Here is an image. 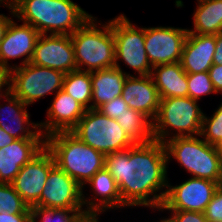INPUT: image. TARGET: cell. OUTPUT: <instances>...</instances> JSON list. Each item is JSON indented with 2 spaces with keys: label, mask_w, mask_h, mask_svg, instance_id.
I'll use <instances>...</instances> for the list:
<instances>
[{
  "label": "cell",
  "mask_w": 222,
  "mask_h": 222,
  "mask_svg": "<svg viewBox=\"0 0 222 222\" xmlns=\"http://www.w3.org/2000/svg\"><path fill=\"white\" fill-rule=\"evenodd\" d=\"M210 79L217 94L222 95V65L213 64L209 69Z\"/></svg>",
  "instance_id": "cell-34"
},
{
  "label": "cell",
  "mask_w": 222,
  "mask_h": 222,
  "mask_svg": "<svg viewBox=\"0 0 222 222\" xmlns=\"http://www.w3.org/2000/svg\"><path fill=\"white\" fill-rule=\"evenodd\" d=\"M30 63L65 74L77 70L71 36L41 34Z\"/></svg>",
  "instance_id": "cell-13"
},
{
  "label": "cell",
  "mask_w": 222,
  "mask_h": 222,
  "mask_svg": "<svg viewBox=\"0 0 222 222\" xmlns=\"http://www.w3.org/2000/svg\"><path fill=\"white\" fill-rule=\"evenodd\" d=\"M46 148L55 164L82 188L104 168L105 155L82 142L72 132H57L46 137Z\"/></svg>",
  "instance_id": "cell-3"
},
{
  "label": "cell",
  "mask_w": 222,
  "mask_h": 222,
  "mask_svg": "<svg viewBox=\"0 0 222 222\" xmlns=\"http://www.w3.org/2000/svg\"><path fill=\"white\" fill-rule=\"evenodd\" d=\"M200 136L209 144H222V103L209 117L204 113Z\"/></svg>",
  "instance_id": "cell-29"
},
{
  "label": "cell",
  "mask_w": 222,
  "mask_h": 222,
  "mask_svg": "<svg viewBox=\"0 0 222 222\" xmlns=\"http://www.w3.org/2000/svg\"><path fill=\"white\" fill-rule=\"evenodd\" d=\"M126 207L161 208L170 182L164 143L152 140L105 155Z\"/></svg>",
  "instance_id": "cell-1"
},
{
  "label": "cell",
  "mask_w": 222,
  "mask_h": 222,
  "mask_svg": "<svg viewBox=\"0 0 222 222\" xmlns=\"http://www.w3.org/2000/svg\"><path fill=\"white\" fill-rule=\"evenodd\" d=\"M215 54L213 57V64L222 65V33L216 35Z\"/></svg>",
  "instance_id": "cell-37"
},
{
  "label": "cell",
  "mask_w": 222,
  "mask_h": 222,
  "mask_svg": "<svg viewBox=\"0 0 222 222\" xmlns=\"http://www.w3.org/2000/svg\"><path fill=\"white\" fill-rule=\"evenodd\" d=\"M36 206L85 211L82 187L55 164L49 171Z\"/></svg>",
  "instance_id": "cell-12"
},
{
  "label": "cell",
  "mask_w": 222,
  "mask_h": 222,
  "mask_svg": "<svg viewBox=\"0 0 222 222\" xmlns=\"http://www.w3.org/2000/svg\"><path fill=\"white\" fill-rule=\"evenodd\" d=\"M92 84V109H98L122 95L127 76H134L130 72L117 67L90 72Z\"/></svg>",
  "instance_id": "cell-22"
},
{
  "label": "cell",
  "mask_w": 222,
  "mask_h": 222,
  "mask_svg": "<svg viewBox=\"0 0 222 222\" xmlns=\"http://www.w3.org/2000/svg\"><path fill=\"white\" fill-rule=\"evenodd\" d=\"M115 40V67L122 61L136 76L151 75L152 66L145 49V27H137L125 14L110 20Z\"/></svg>",
  "instance_id": "cell-8"
},
{
  "label": "cell",
  "mask_w": 222,
  "mask_h": 222,
  "mask_svg": "<svg viewBox=\"0 0 222 222\" xmlns=\"http://www.w3.org/2000/svg\"><path fill=\"white\" fill-rule=\"evenodd\" d=\"M31 222H94L85 211L31 207Z\"/></svg>",
  "instance_id": "cell-27"
},
{
  "label": "cell",
  "mask_w": 222,
  "mask_h": 222,
  "mask_svg": "<svg viewBox=\"0 0 222 222\" xmlns=\"http://www.w3.org/2000/svg\"><path fill=\"white\" fill-rule=\"evenodd\" d=\"M218 151H219V156H220V163H221V170H222V144L217 146Z\"/></svg>",
  "instance_id": "cell-42"
},
{
  "label": "cell",
  "mask_w": 222,
  "mask_h": 222,
  "mask_svg": "<svg viewBox=\"0 0 222 222\" xmlns=\"http://www.w3.org/2000/svg\"><path fill=\"white\" fill-rule=\"evenodd\" d=\"M220 184L208 179L190 177L181 184L168 183L163 210L204 212Z\"/></svg>",
  "instance_id": "cell-10"
},
{
  "label": "cell",
  "mask_w": 222,
  "mask_h": 222,
  "mask_svg": "<svg viewBox=\"0 0 222 222\" xmlns=\"http://www.w3.org/2000/svg\"><path fill=\"white\" fill-rule=\"evenodd\" d=\"M40 35L31 25L23 22L19 25L12 19L0 41V67L11 71L30 63ZM18 58L21 60L20 65L8 62Z\"/></svg>",
  "instance_id": "cell-14"
},
{
  "label": "cell",
  "mask_w": 222,
  "mask_h": 222,
  "mask_svg": "<svg viewBox=\"0 0 222 222\" xmlns=\"http://www.w3.org/2000/svg\"><path fill=\"white\" fill-rule=\"evenodd\" d=\"M159 212L167 211L175 222H208L204 212L184 211V210H163L162 208H152Z\"/></svg>",
  "instance_id": "cell-33"
},
{
  "label": "cell",
  "mask_w": 222,
  "mask_h": 222,
  "mask_svg": "<svg viewBox=\"0 0 222 222\" xmlns=\"http://www.w3.org/2000/svg\"><path fill=\"white\" fill-rule=\"evenodd\" d=\"M216 35L187 33L181 54V66L187 74L208 72L213 65Z\"/></svg>",
  "instance_id": "cell-21"
},
{
  "label": "cell",
  "mask_w": 222,
  "mask_h": 222,
  "mask_svg": "<svg viewBox=\"0 0 222 222\" xmlns=\"http://www.w3.org/2000/svg\"><path fill=\"white\" fill-rule=\"evenodd\" d=\"M0 100V127L10 136L15 139H46L40 131L38 121L35 123L30 120L31 115L28 113V106L11 91ZM4 118L9 121H5Z\"/></svg>",
  "instance_id": "cell-18"
},
{
  "label": "cell",
  "mask_w": 222,
  "mask_h": 222,
  "mask_svg": "<svg viewBox=\"0 0 222 222\" xmlns=\"http://www.w3.org/2000/svg\"><path fill=\"white\" fill-rule=\"evenodd\" d=\"M14 140L16 139L0 127V148L11 144Z\"/></svg>",
  "instance_id": "cell-39"
},
{
  "label": "cell",
  "mask_w": 222,
  "mask_h": 222,
  "mask_svg": "<svg viewBox=\"0 0 222 222\" xmlns=\"http://www.w3.org/2000/svg\"><path fill=\"white\" fill-rule=\"evenodd\" d=\"M86 185L92 192L91 197L84 191ZM82 203L86 214L94 222H100V215L106 211L122 209V198L118 185L105 167L99 170L82 188Z\"/></svg>",
  "instance_id": "cell-15"
},
{
  "label": "cell",
  "mask_w": 222,
  "mask_h": 222,
  "mask_svg": "<svg viewBox=\"0 0 222 222\" xmlns=\"http://www.w3.org/2000/svg\"><path fill=\"white\" fill-rule=\"evenodd\" d=\"M128 108L129 106L123 100L122 96H119L110 102L103 104L97 110L100 111L103 115L116 120L124 112H128Z\"/></svg>",
  "instance_id": "cell-32"
},
{
  "label": "cell",
  "mask_w": 222,
  "mask_h": 222,
  "mask_svg": "<svg viewBox=\"0 0 222 222\" xmlns=\"http://www.w3.org/2000/svg\"><path fill=\"white\" fill-rule=\"evenodd\" d=\"M46 147V139H16L0 148V183H11L20 169Z\"/></svg>",
  "instance_id": "cell-19"
},
{
  "label": "cell",
  "mask_w": 222,
  "mask_h": 222,
  "mask_svg": "<svg viewBox=\"0 0 222 222\" xmlns=\"http://www.w3.org/2000/svg\"><path fill=\"white\" fill-rule=\"evenodd\" d=\"M91 16L72 33L77 70L99 71L115 67V40L110 20L105 23Z\"/></svg>",
  "instance_id": "cell-4"
},
{
  "label": "cell",
  "mask_w": 222,
  "mask_h": 222,
  "mask_svg": "<svg viewBox=\"0 0 222 222\" xmlns=\"http://www.w3.org/2000/svg\"><path fill=\"white\" fill-rule=\"evenodd\" d=\"M31 214V208L10 183H0V213Z\"/></svg>",
  "instance_id": "cell-28"
},
{
  "label": "cell",
  "mask_w": 222,
  "mask_h": 222,
  "mask_svg": "<svg viewBox=\"0 0 222 222\" xmlns=\"http://www.w3.org/2000/svg\"><path fill=\"white\" fill-rule=\"evenodd\" d=\"M63 91L83 105L92 109V84L90 72L74 70L65 74Z\"/></svg>",
  "instance_id": "cell-26"
},
{
  "label": "cell",
  "mask_w": 222,
  "mask_h": 222,
  "mask_svg": "<svg viewBox=\"0 0 222 222\" xmlns=\"http://www.w3.org/2000/svg\"><path fill=\"white\" fill-rule=\"evenodd\" d=\"M54 165V157L45 147L20 169L10 183L30 208L39 203L49 171Z\"/></svg>",
  "instance_id": "cell-16"
},
{
  "label": "cell",
  "mask_w": 222,
  "mask_h": 222,
  "mask_svg": "<svg viewBox=\"0 0 222 222\" xmlns=\"http://www.w3.org/2000/svg\"><path fill=\"white\" fill-rule=\"evenodd\" d=\"M188 97L199 102L201 97L216 94L209 72L187 74Z\"/></svg>",
  "instance_id": "cell-30"
},
{
  "label": "cell",
  "mask_w": 222,
  "mask_h": 222,
  "mask_svg": "<svg viewBox=\"0 0 222 222\" xmlns=\"http://www.w3.org/2000/svg\"><path fill=\"white\" fill-rule=\"evenodd\" d=\"M151 77L160 99L188 97L187 73L180 62L153 66Z\"/></svg>",
  "instance_id": "cell-23"
},
{
  "label": "cell",
  "mask_w": 222,
  "mask_h": 222,
  "mask_svg": "<svg viewBox=\"0 0 222 222\" xmlns=\"http://www.w3.org/2000/svg\"><path fill=\"white\" fill-rule=\"evenodd\" d=\"M71 132L104 155L135 145L116 120L103 115L97 109L86 110Z\"/></svg>",
  "instance_id": "cell-7"
},
{
  "label": "cell",
  "mask_w": 222,
  "mask_h": 222,
  "mask_svg": "<svg viewBox=\"0 0 222 222\" xmlns=\"http://www.w3.org/2000/svg\"><path fill=\"white\" fill-rule=\"evenodd\" d=\"M13 9L40 34L71 35L92 16L72 0H14Z\"/></svg>",
  "instance_id": "cell-2"
},
{
  "label": "cell",
  "mask_w": 222,
  "mask_h": 222,
  "mask_svg": "<svg viewBox=\"0 0 222 222\" xmlns=\"http://www.w3.org/2000/svg\"><path fill=\"white\" fill-rule=\"evenodd\" d=\"M168 168L175 160L194 178L208 179L222 185V170L217 146L207 143L200 135L174 137L164 142Z\"/></svg>",
  "instance_id": "cell-5"
},
{
  "label": "cell",
  "mask_w": 222,
  "mask_h": 222,
  "mask_svg": "<svg viewBox=\"0 0 222 222\" xmlns=\"http://www.w3.org/2000/svg\"><path fill=\"white\" fill-rule=\"evenodd\" d=\"M65 73L28 63L10 71V91L29 106L63 90Z\"/></svg>",
  "instance_id": "cell-9"
},
{
  "label": "cell",
  "mask_w": 222,
  "mask_h": 222,
  "mask_svg": "<svg viewBox=\"0 0 222 222\" xmlns=\"http://www.w3.org/2000/svg\"><path fill=\"white\" fill-rule=\"evenodd\" d=\"M9 12H10L11 17L6 16L4 14H0V41L2 40L4 36V33L7 29L8 24L13 19V17H15L14 9H9Z\"/></svg>",
  "instance_id": "cell-38"
},
{
  "label": "cell",
  "mask_w": 222,
  "mask_h": 222,
  "mask_svg": "<svg viewBox=\"0 0 222 222\" xmlns=\"http://www.w3.org/2000/svg\"><path fill=\"white\" fill-rule=\"evenodd\" d=\"M203 117L204 112L198 101L190 97L160 99L153 121V140L164 143L174 137L198 136Z\"/></svg>",
  "instance_id": "cell-6"
},
{
  "label": "cell",
  "mask_w": 222,
  "mask_h": 222,
  "mask_svg": "<svg viewBox=\"0 0 222 222\" xmlns=\"http://www.w3.org/2000/svg\"><path fill=\"white\" fill-rule=\"evenodd\" d=\"M204 215L208 222H222V185L215 191Z\"/></svg>",
  "instance_id": "cell-31"
},
{
  "label": "cell",
  "mask_w": 222,
  "mask_h": 222,
  "mask_svg": "<svg viewBox=\"0 0 222 222\" xmlns=\"http://www.w3.org/2000/svg\"><path fill=\"white\" fill-rule=\"evenodd\" d=\"M0 222H31V214L0 213Z\"/></svg>",
  "instance_id": "cell-36"
},
{
  "label": "cell",
  "mask_w": 222,
  "mask_h": 222,
  "mask_svg": "<svg viewBox=\"0 0 222 222\" xmlns=\"http://www.w3.org/2000/svg\"><path fill=\"white\" fill-rule=\"evenodd\" d=\"M161 218L159 219V221L157 220V222H175L174 219L170 215L168 217L165 216V217H161Z\"/></svg>",
  "instance_id": "cell-41"
},
{
  "label": "cell",
  "mask_w": 222,
  "mask_h": 222,
  "mask_svg": "<svg viewBox=\"0 0 222 222\" xmlns=\"http://www.w3.org/2000/svg\"><path fill=\"white\" fill-rule=\"evenodd\" d=\"M10 92V71L0 67V99Z\"/></svg>",
  "instance_id": "cell-35"
},
{
  "label": "cell",
  "mask_w": 222,
  "mask_h": 222,
  "mask_svg": "<svg viewBox=\"0 0 222 222\" xmlns=\"http://www.w3.org/2000/svg\"><path fill=\"white\" fill-rule=\"evenodd\" d=\"M187 28L145 27V49L151 66L180 62Z\"/></svg>",
  "instance_id": "cell-11"
},
{
  "label": "cell",
  "mask_w": 222,
  "mask_h": 222,
  "mask_svg": "<svg viewBox=\"0 0 222 222\" xmlns=\"http://www.w3.org/2000/svg\"><path fill=\"white\" fill-rule=\"evenodd\" d=\"M47 108L45 121H39L45 137L57 132H71L86 112V108L63 90L58 91Z\"/></svg>",
  "instance_id": "cell-17"
},
{
  "label": "cell",
  "mask_w": 222,
  "mask_h": 222,
  "mask_svg": "<svg viewBox=\"0 0 222 222\" xmlns=\"http://www.w3.org/2000/svg\"><path fill=\"white\" fill-rule=\"evenodd\" d=\"M1 6L7 7V9H13L14 8V0H0V7Z\"/></svg>",
  "instance_id": "cell-40"
},
{
  "label": "cell",
  "mask_w": 222,
  "mask_h": 222,
  "mask_svg": "<svg viewBox=\"0 0 222 222\" xmlns=\"http://www.w3.org/2000/svg\"><path fill=\"white\" fill-rule=\"evenodd\" d=\"M121 96L129 108L141 112L152 122L155 120L160 96L151 75L127 76Z\"/></svg>",
  "instance_id": "cell-20"
},
{
  "label": "cell",
  "mask_w": 222,
  "mask_h": 222,
  "mask_svg": "<svg viewBox=\"0 0 222 222\" xmlns=\"http://www.w3.org/2000/svg\"><path fill=\"white\" fill-rule=\"evenodd\" d=\"M116 121L135 144L153 140V122L141 112L128 108Z\"/></svg>",
  "instance_id": "cell-25"
},
{
  "label": "cell",
  "mask_w": 222,
  "mask_h": 222,
  "mask_svg": "<svg viewBox=\"0 0 222 222\" xmlns=\"http://www.w3.org/2000/svg\"><path fill=\"white\" fill-rule=\"evenodd\" d=\"M197 6L192 15L193 28L189 33L217 35L222 32V0H196Z\"/></svg>",
  "instance_id": "cell-24"
}]
</instances>
